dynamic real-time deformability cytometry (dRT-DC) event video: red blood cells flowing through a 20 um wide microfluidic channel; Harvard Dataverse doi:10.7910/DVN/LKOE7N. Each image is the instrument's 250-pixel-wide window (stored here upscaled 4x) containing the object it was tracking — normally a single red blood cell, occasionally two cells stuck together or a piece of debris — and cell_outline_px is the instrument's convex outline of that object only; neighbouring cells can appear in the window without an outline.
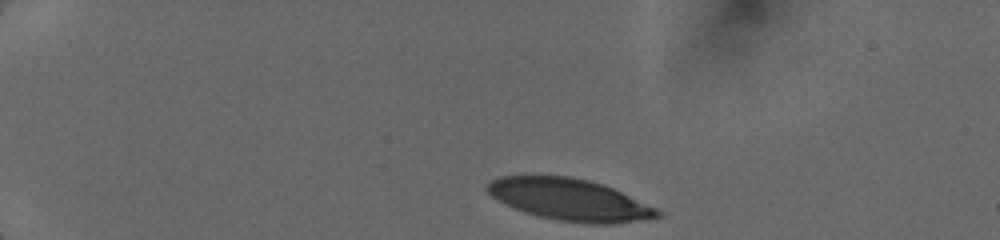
{"species": "human", "species_latin": "Homo sapiens", "temperature_condition": "cold", "stored_images_in_passage": 9, "camera_frame_rate_fps": 3000, "um_per_image_px": 0.085, "donor": {"sex": "female"}, "frame": {"image": 1, "passage_image": 1, "time_ms": 0.0, "image_size_px": [1000, 240], "cell_outline_px": [[664, 216], [612, 224], [592, 224], [556, 220], [524, 212], [504, 204], [492, 196], [484, 188], [492, 180], [500, 176], [572, 176], [604, 184], [656, 208], [664, 212]], "centroid_in_image_um": [48.43, 16.97], "position_along_channel_um": 36.6, "area_um2": 41.33}}
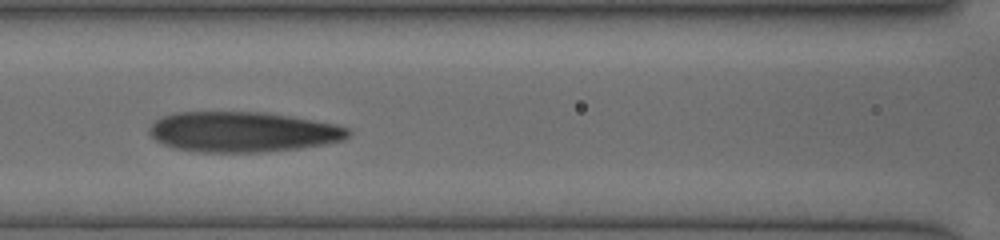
{"frame": {"image": 2, "passage_image": 6, "time_ms": 4.667, "image_size_px": [1000, 240], "cell_outline_px": [[352, 132], [344, 140], [324, 144], [300, 148], [264, 152], [200, 152], [172, 148], [156, 140], [148, 132], [148, 128], [156, 120], [164, 116], [176, 112], [264, 112], [336, 124], [348, 128]], "centroid_in_image_um": [20.63, 11.21], "position_along_channel_um": 146.0, "area_um2": 46.7}}
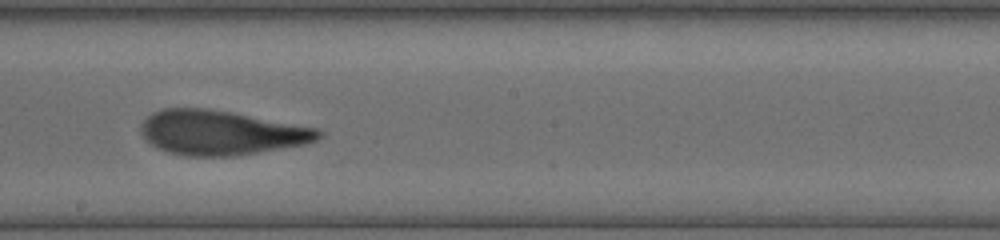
{"frame": {"image": 3, "passage_image": 8, "time_ms": 6.667, "image_size_px": [1000, 240], "cell_outline_px": [[324, 136], [308, 144], [236, 156], [184, 156], [168, 152], [148, 144], [140, 132], [140, 124], [152, 112], [164, 108], [208, 108], [232, 112], [320, 128], [324, 132]], "centroid_in_image_um": [18.81, 11.28], "position_along_channel_um": 229.4, "area_um2": 46.76}}